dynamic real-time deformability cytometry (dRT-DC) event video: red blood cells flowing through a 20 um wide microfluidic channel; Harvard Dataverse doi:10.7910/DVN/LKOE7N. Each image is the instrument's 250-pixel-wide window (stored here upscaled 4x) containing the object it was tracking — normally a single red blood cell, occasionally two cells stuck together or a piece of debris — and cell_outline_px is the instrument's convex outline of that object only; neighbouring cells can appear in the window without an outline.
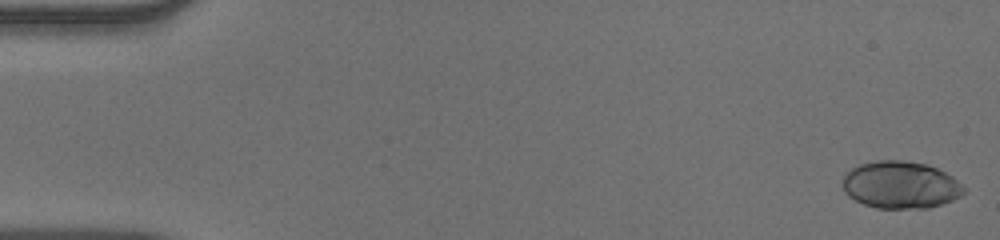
{"species": "human", "species_latin": "Homo sapiens", "temperature_condition": "warm", "stored_images_in_passage": 52, "camera_frame_rate_fps": 3000, "um_per_image_px": 0.085, "donor": {"sex": "male"}, "frame": {"image": 1, "passage_image": 1, "time_ms": 0.0, "image_size_px": [1000, 240], "cell_outline_px": [[964, 192], [960, 196], [952, 200], [928, 208], [876, 208], [864, 204], [848, 196], [844, 192], [844, 172], [860, 164], [876, 160], [904, 160], [924, 164], [936, 168], [952, 176], [964, 188]], "centroid_in_image_um": [76.52, 15.71], "position_along_channel_um": 8.5, "area_um2": 33.18}}
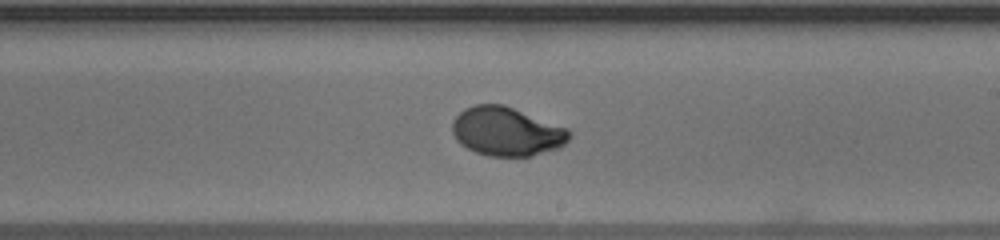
{"frame": {"image": 2, "passage_image": 31, "time_ms": 10.0, "image_size_px": [1000, 240], "cell_outline_px": [[572, 136], [560, 148], [532, 156], [488, 156], [476, 152], [460, 144], [456, 140], [452, 132], [452, 120], [464, 108], [476, 104], [504, 104], [568, 128], [572, 132]], "centroid_in_image_um": [43.08, 11.17], "position_along_channel_um": 245.9, "area_um2": 33.64}}
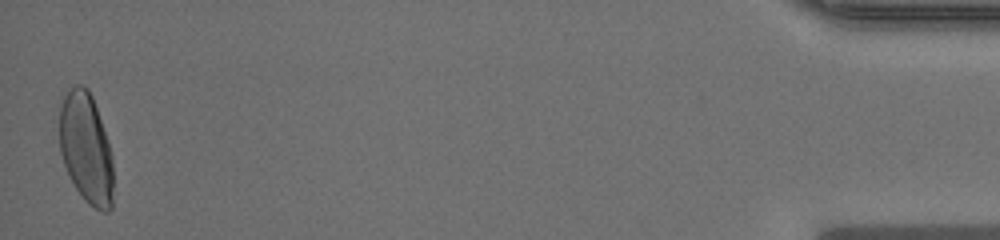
{"frame": {"image": 3, "passage_image": 52, "time_ms": 17.0, "image_size_px": [1000, 240], "cell_outline_px": [[112, 208], [108, 212], [100, 212], [88, 204], [84, 200], [76, 188], [64, 164], [60, 152], [60, 104], [68, 88], [76, 84], [84, 84], [88, 88], [92, 96], [108, 140], [112, 156]], "centroid_in_image_um": [7.32, 12.58], "position_along_channel_um": 427.9, "area_um2": 34.8}, "authors_computed_cell_mechanics": {"area_um2": 33.2061, "velocity_mm_per_s": 3.9092, "shape_relaxation_time_tau1_ms": 4.0127, "shape_relaxation_time_tau2_ms": null, "deformation_change_tau1": 0.2019, "deformation_change_tau2": null}}